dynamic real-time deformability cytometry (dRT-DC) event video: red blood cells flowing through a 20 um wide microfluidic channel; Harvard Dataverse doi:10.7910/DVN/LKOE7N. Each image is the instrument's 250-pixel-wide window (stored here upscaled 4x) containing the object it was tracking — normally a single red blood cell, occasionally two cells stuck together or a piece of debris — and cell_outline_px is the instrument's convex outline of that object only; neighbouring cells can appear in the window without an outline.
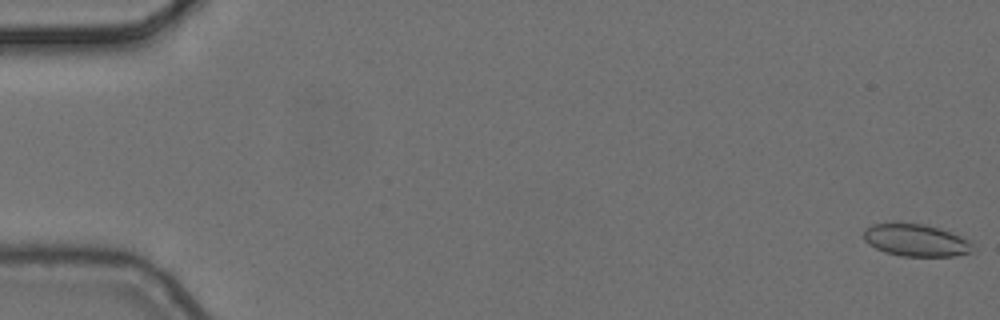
{"species": "common noctule bat (a hibernating species)", "species_latin": "Nyctalus noctula", "temperature_condition": "cold", "stored_images_in_passage": 6, "camera_frame_rate_fps": 3000, "um_per_image_px": 0.085, "animal": {"sex": "female", "body_mass_g": 24.6, "forearm_length_mm": 56.2}, "frame": {"image": 1, "passage_image": 1, "time_ms": 0.0, "image_size_px": [1000, 320], "cell_outline_px": [[972, 252], [956, 256], [900, 256], [884, 252], [868, 244], [864, 240], [864, 228], [872, 224], [892, 220], [896, 220], [924, 224], [940, 228], [960, 236], [968, 240], [972, 244]], "centroid_in_image_um": [77.78, 20.38], "position_along_channel_um": 7.2, "area_um2": 21.15}}
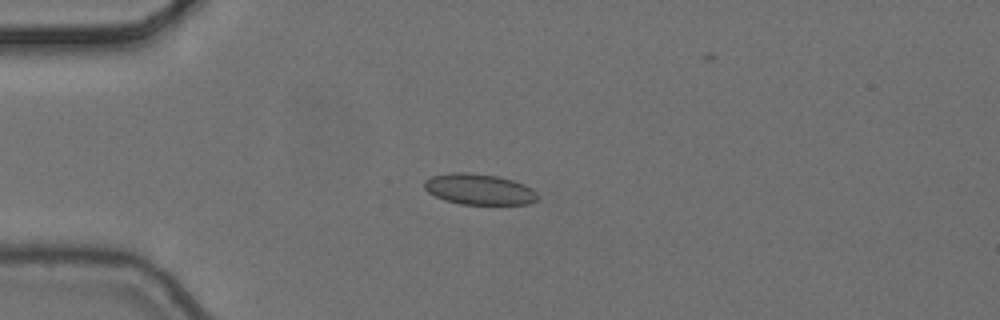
{"frame": {"image": 2, "passage_image": 4, "time_ms": 1.0, "image_size_px": [1000, 320], "cell_outline_px": [[536, 200], [528, 204], [460, 204], [444, 200], [428, 192], [424, 188], [424, 180], [432, 176], [452, 172], [468, 172], [496, 176], [512, 180], [524, 184], [532, 188], [536, 192]], "centroid_in_image_um": [40.69, 16.08], "position_along_channel_um": 44.3, "area_um2": 20.29}}